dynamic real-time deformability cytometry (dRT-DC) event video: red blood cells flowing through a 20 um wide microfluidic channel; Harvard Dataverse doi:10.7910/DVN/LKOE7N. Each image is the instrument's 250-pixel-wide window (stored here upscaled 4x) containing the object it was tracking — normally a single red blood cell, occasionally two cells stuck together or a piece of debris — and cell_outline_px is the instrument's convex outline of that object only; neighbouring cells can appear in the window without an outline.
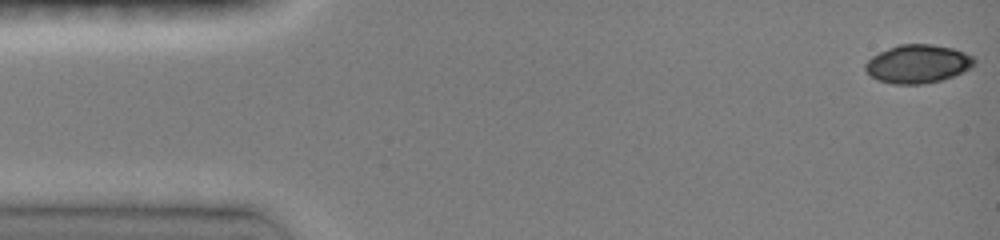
{"species": "common noctule bat (a hibernating species)", "species_latin": "Nyctalus noctula", "temperature_condition": "room temperature", "stored_images_in_passage": 4, "camera_frame_rate_fps": 3000, "um_per_image_px": 0.085, "animal": {"sex": "female", "body_mass_g": 19.0, "forearm_length_mm": 51.5}, "frame": {"image": 1, "passage_image": 1, "time_ms": 0.0, "image_size_px": [1000, 240], "cell_outline_px": [[976, 64], [972, 68], [952, 76], [940, 80], [920, 84], [892, 84], [876, 80], [864, 68], [864, 64], [872, 56], [888, 48], [900, 44], [932, 44], [952, 48], [976, 56]], "centroid_in_image_um": [78.04, 5.42], "position_along_channel_um": 7.0, "area_um2": 24.51}}